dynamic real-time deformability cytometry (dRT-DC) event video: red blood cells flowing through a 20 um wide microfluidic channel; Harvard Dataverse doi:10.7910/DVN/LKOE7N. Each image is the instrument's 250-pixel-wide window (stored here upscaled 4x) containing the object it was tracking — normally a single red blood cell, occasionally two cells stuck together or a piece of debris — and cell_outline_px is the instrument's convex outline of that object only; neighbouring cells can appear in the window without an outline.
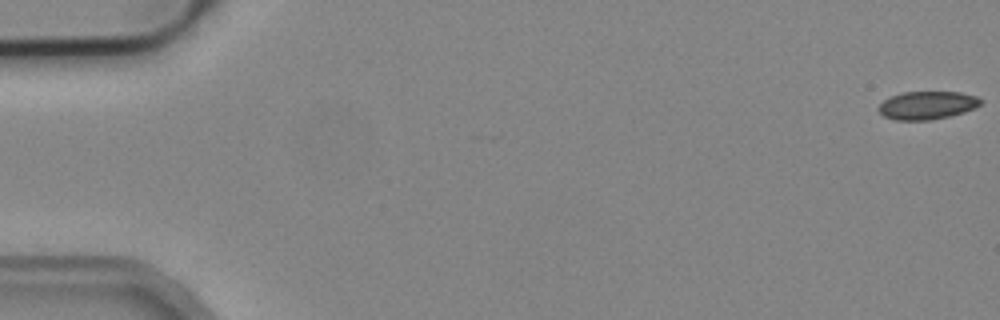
{"species": "common noctule bat (a hibernating species)", "species_latin": "Nyctalus noctula", "temperature_condition": "cold", "stored_images_in_passage": 55, "camera_frame_rate_fps": 3000, "um_per_image_px": 0.085, "animal": {"sex": "male", "body_mass_g": 19.2, "forearm_length_mm": 51.8}, "frame": {"image": 1, "passage_image": 1, "time_ms": 0.0, "image_size_px": [1000, 320], "cell_outline_px": [[984, 100], [976, 108], [964, 112], [932, 120], [896, 120], [884, 116], [876, 108], [884, 100], [892, 96], [904, 92], [960, 92], [976, 96]], "centroid_in_image_um": [78.83, 8.95], "position_along_channel_um": 6.2, "area_um2": 16.7}}
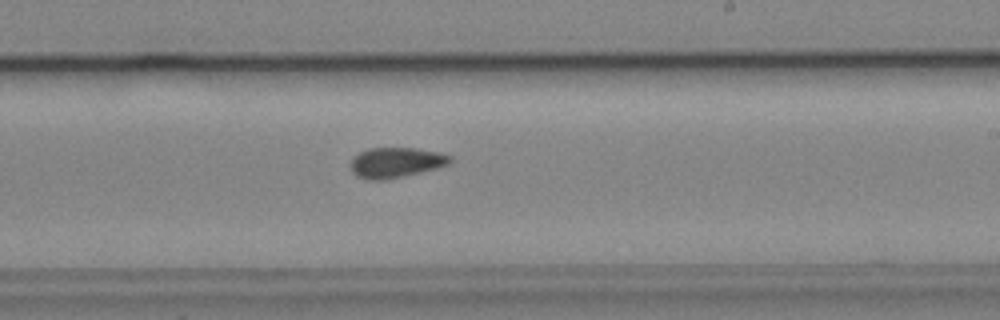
{"frame": {"image": 2, "passage_image": 33, "time_ms": 10.667, "image_size_px": [1000, 320], "cell_outline_px": [[452, 160], [448, 164], [436, 168], [388, 180], [368, 180], [356, 176], [352, 172], [352, 156], [368, 148], [416, 148], [440, 152], [452, 156]], "centroid_in_image_um": [33.65, 13.81], "position_along_channel_um": 255.4, "area_um2": 17.63}}
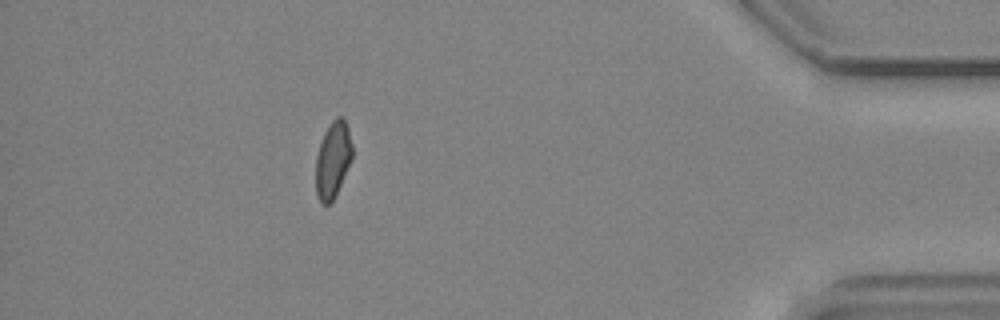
{"frame": {"image": 3, "passage_image": 49, "time_ms": 16.0, "image_size_px": [1000, 320], "cell_outline_px": [[352, 156], [332, 204], [320, 204], [316, 192], [316, 156], [324, 132], [332, 120], [336, 116], [344, 116], [348, 128], [352, 144]], "centroid_in_image_um": [28.28, 13.57], "position_along_channel_um": 406.9, "area_um2": 16.24}, "authors_computed_cell_mechanics": {"area_um2": 17.4556, "velocity_mm_per_s": 3.8093, "shape_relaxation_time_tau1_ms": null, "shape_relaxation_time_tau2_ms": 4.5218, "deformation_change_tau1": null, "deformation_change_tau2": 0.0886}}